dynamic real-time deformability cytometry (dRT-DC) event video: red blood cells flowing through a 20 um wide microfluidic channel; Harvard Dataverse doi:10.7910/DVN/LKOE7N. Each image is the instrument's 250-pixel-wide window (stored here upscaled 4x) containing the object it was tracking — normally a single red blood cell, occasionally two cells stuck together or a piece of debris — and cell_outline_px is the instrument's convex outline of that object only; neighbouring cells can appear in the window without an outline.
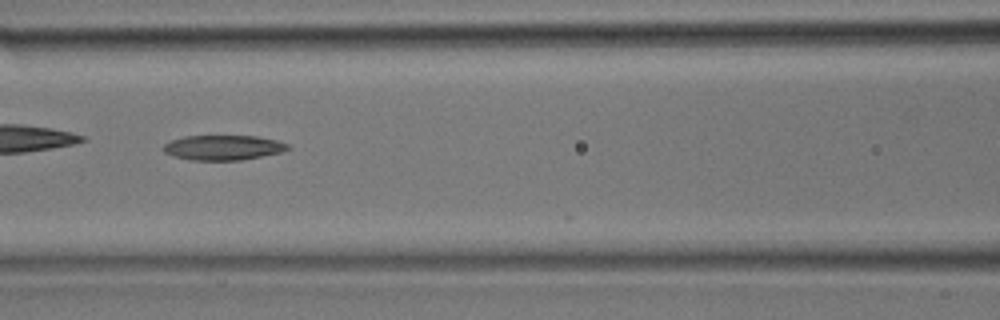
{"species": "common noctule bat (a hibernating species)", "species_latin": "Nyctalus noctula", "temperature_condition": "room temperature", "stored_images_in_passage": 12, "camera_frame_rate_fps": 3000, "um_per_image_px": 0.085, "animal": {"sex": "male", "body_mass_g": 17.9}, "frame": {"image": 1, "passage_image": 8, "time_ms": 2.333, "image_size_px": [1000, 320], "cell_outline_px": [[292, 148], [280, 152], [240, 160], [188, 160], [172, 156], [164, 152], [164, 144], [172, 140], [184, 136], [256, 136], [276, 140], [288, 144]], "centroid_in_image_um": [18.95, 12.54], "position_along_channel_um": 147.7, "area_um2": 17.98}}
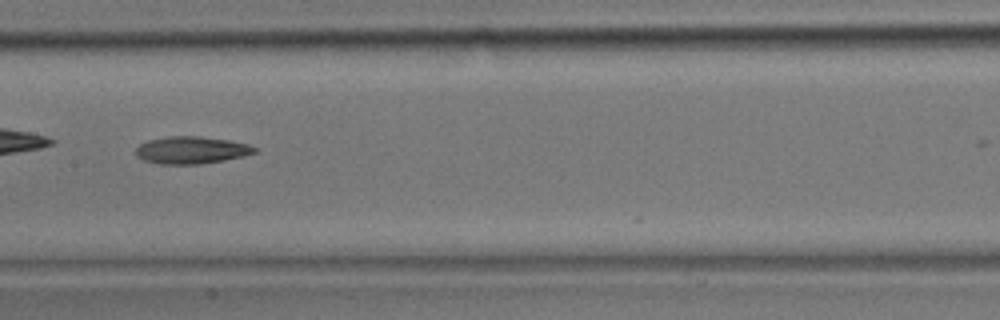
{"frame": {"image": 2, "passage_image": 10, "time_ms": 3.0, "image_size_px": [1000, 320], "cell_outline_px": [[260, 148], [256, 152], [244, 156], [224, 160], [200, 164], [160, 164], [144, 160], [136, 156], [136, 148], [140, 144], [148, 140], [168, 136], [200, 136], [228, 140], [248, 144]], "centroid_in_image_um": [16.29, 12.76], "position_along_channel_um": 191.1, "area_um2": 18.96}}